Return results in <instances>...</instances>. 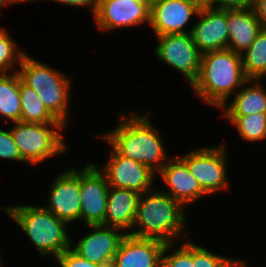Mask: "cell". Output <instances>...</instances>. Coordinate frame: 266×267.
I'll list each match as a JSON object with an SVG mask.
<instances>
[{
    "mask_svg": "<svg viewBox=\"0 0 266 267\" xmlns=\"http://www.w3.org/2000/svg\"><path fill=\"white\" fill-rule=\"evenodd\" d=\"M128 116H120L119 125L103 134L102 139L118 154L138 161L158 174L170 159L159 132L153 128L154 125L147 116L134 112Z\"/></svg>",
    "mask_w": 266,
    "mask_h": 267,
    "instance_id": "1",
    "label": "cell"
},
{
    "mask_svg": "<svg viewBox=\"0 0 266 267\" xmlns=\"http://www.w3.org/2000/svg\"><path fill=\"white\" fill-rule=\"evenodd\" d=\"M251 81L244 74L241 54L224 49L201 54L199 76L191 87L205 103L221 108L236 88Z\"/></svg>",
    "mask_w": 266,
    "mask_h": 267,
    "instance_id": "2",
    "label": "cell"
},
{
    "mask_svg": "<svg viewBox=\"0 0 266 267\" xmlns=\"http://www.w3.org/2000/svg\"><path fill=\"white\" fill-rule=\"evenodd\" d=\"M184 207L163 191L155 189L141 194L133 228L127 234L173 244V239L183 235L185 226Z\"/></svg>",
    "mask_w": 266,
    "mask_h": 267,
    "instance_id": "3",
    "label": "cell"
},
{
    "mask_svg": "<svg viewBox=\"0 0 266 267\" xmlns=\"http://www.w3.org/2000/svg\"><path fill=\"white\" fill-rule=\"evenodd\" d=\"M30 238L43 256L55 258L71 247L67 223L60 220L46 207L33 205L5 206L3 209Z\"/></svg>",
    "mask_w": 266,
    "mask_h": 267,
    "instance_id": "4",
    "label": "cell"
},
{
    "mask_svg": "<svg viewBox=\"0 0 266 267\" xmlns=\"http://www.w3.org/2000/svg\"><path fill=\"white\" fill-rule=\"evenodd\" d=\"M19 66L20 69L17 72L21 80L38 94L46 109L66 125L68 108H70L68 106L71 88L69 78L26 53Z\"/></svg>",
    "mask_w": 266,
    "mask_h": 267,
    "instance_id": "5",
    "label": "cell"
},
{
    "mask_svg": "<svg viewBox=\"0 0 266 267\" xmlns=\"http://www.w3.org/2000/svg\"><path fill=\"white\" fill-rule=\"evenodd\" d=\"M13 125L10 129L11 134L25 163L40 164L47 158L60 153L63 154L66 151L61 136V130L65 127L64 124L19 121Z\"/></svg>",
    "mask_w": 266,
    "mask_h": 267,
    "instance_id": "6",
    "label": "cell"
},
{
    "mask_svg": "<svg viewBox=\"0 0 266 267\" xmlns=\"http://www.w3.org/2000/svg\"><path fill=\"white\" fill-rule=\"evenodd\" d=\"M203 191L210 195L221 189L227 190L226 150L224 145L202 147L180 156Z\"/></svg>",
    "mask_w": 266,
    "mask_h": 267,
    "instance_id": "7",
    "label": "cell"
},
{
    "mask_svg": "<svg viewBox=\"0 0 266 267\" xmlns=\"http://www.w3.org/2000/svg\"><path fill=\"white\" fill-rule=\"evenodd\" d=\"M157 39L159 45L155 49V55L182 73L191 86L199 76L201 63V53L191 34H165L157 36Z\"/></svg>",
    "mask_w": 266,
    "mask_h": 267,
    "instance_id": "8",
    "label": "cell"
},
{
    "mask_svg": "<svg viewBox=\"0 0 266 267\" xmlns=\"http://www.w3.org/2000/svg\"><path fill=\"white\" fill-rule=\"evenodd\" d=\"M109 185L95 163L80 170V219L86 225L103 224L106 216Z\"/></svg>",
    "mask_w": 266,
    "mask_h": 267,
    "instance_id": "9",
    "label": "cell"
},
{
    "mask_svg": "<svg viewBox=\"0 0 266 267\" xmlns=\"http://www.w3.org/2000/svg\"><path fill=\"white\" fill-rule=\"evenodd\" d=\"M151 3L147 0H98L95 22L100 30L150 24Z\"/></svg>",
    "mask_w": 266,
    "mask_h": 267,
    "instance_id": "10",
    "label": "cell"
},
{
    "mask_svg": "<svg viewBox=\"0 0 266 267\" xmlns=\"http://www.w3.org/2000/svg\"><path fill=\"white\" fill-rule=\"evenodd\" d=\"M103 169L109 187L129 189L140 194L154 189L155 173L138 161L118 154L113 148Z\"/></svg>",
    "mask_w": 266,
    "mask_h": 267,
    "instance_id": "11",
    "label": "cell"
},
{
    "mask_svg": "<svg viewBox=\"0 0 266 267\" xmlns=\"http://www.w3.org/2000/svg\"><path fill=\"white\" fill-rule=\"evenodd\" d=\"M87 226L93 228V231L79 239L76 246H71L70 249L92 263L111 267L118 246L126 233H121V229L102 224Z\"/></svg>",
    "mask_w": 266,
    "mask_h": 267,
    "instance_id": "12",
    "label": "cell"
},
{
    "mask_svg": "<svg viewBox=\"0 0 266 267\" xmlns=\"http://www.w3.org/2000/svg\"><path fill=\"white\" fill-rule=\"evenodd\" d=\"M66 170L58 175L53 184L48 198V211L67 224L75 220L80 221V170Z\"/></svg>",
    "mask_w": 266,
    "mask_h": 267,
    "instance_id": "13",
    "label": "cell"
},
{
    "mask_svg": "<svg viewBox=\"0 0 266 267\" xmlns=\"http://www.w3.org/2000/svg\"><path fill=\"white\" fill-rule=\"evenodd\" d=\"M197 16L200 20L188 30L200 53L227 49V9H200Z\"/></svg>",
    "mask_w": 266,
    "mask_h": 267,
    "instance_id": "14",
    "label": "cell"
},
{
    "mask_svg": "<svg viewBox=\"0 0 266 267\" xmlns=\"http://www.w3.org/2000/svg\"><path fill=\"white\" fill-rule=\"evenodd\" d=\"M200 9L188 0H155L151 2L150 25L156 36L190 33L184 27Z\"/></svg>",
    "mask_w": 266,
    "mask_h": 267,
    "instance_id": "15",
    "label": "cell"
},
{
    "mask_svg": "<svg viewBox=\"0 0 266 267\" xmlns=\"http://www.w3.org/2000/svg\"><path fill=\"white\" fill-rule=\"evenodd\" d=\"M166 243L138 238L126 233L122 238L111 267H160Z\"/></svg>",
    "mask_w": 266,
    "mask_h": 267,
    "instance_id": "16",
    "label": "cell"
},
{
    "mask_svg": "<svg viewBox=\"0 0 266 267\" xmlns=\"http://www.w3.org/2000/svg\"><path fill=\"white\" fill-rule=\"evenodd\" d=\"M165 181V192L184 208L201 197L207 196L181 157L169 159L158 173Z\"/></svg>",
    "mask_w": 266,
    "mask_h": 267,
    "instance_id": "17",
    "label": "cell"
},
{
    "mask_svg": "<svg viewBox=\"0 0 266 267\" xmlns=\"http://www.w3.org/2000/svg\"><path fill=\"white\" fill-rule=\"evenodd\" d=\"M227 26L229 33L227 49L238 54H243L262 30L253 7L227 9Z\"/></svg>",
    "mask_w": 266,
    "mask_h": 267,
    "instance_id": "18",
    "label": "cell"
},
{
    "mask_svg": "<svg viewBox=\"0 0 266 267\" xmlns=\"http://www.w3.org/2000/svg\"><path fill=\"white\" fill-rule=\"evenodd\" d=\"M140 196L133 190L109 187L106 216L102 225L121 231L133 229Z\"/></svg>",
    "mask_w": 266,
    "mask_h": 267,
    "instance_id": "19",
    "label": "cell"
},
{
    "mask_svg": "<svg viewBox=\"0 0 266 267\" xmlns=\"http://www.w3.org/2000/svg\"><path fill=\"white\" fill-rule=\"evenodd\" d=\"M259 79L252 80L253 83L245 85L236 93L231 104L221 107L223 116H245L257 113H266V89L259 83ZM247 86V87H246ZM226 108V109H225Z\"/></svg>",
    "mask_w": 266,
    "mask_h": 267,
    "instance_id": "20",
    "label": "cell"
},
{
    "mask_svg": "<svg viewBox=\"0 0 266 267\" xmlns=\"http://www.w3.org/2000/svg\"><path fill=\"white\" fill-rule=\"evenodd\" d=\"M0 116L21 121L20 75L18 72L0 73Z\"/></svg>",
    "mask_w": 266,
    "mask_h": 267,
    "instance_id": "21",
    "label": "cell"
},
{
    "mask_svg": "<svg viewBox=\"0 0 266 267\" xmlns=\"http://www.w3.org/2000/svg\"><path fill=\"white\" fill-rule=\"evenodd\" d=\"M21 121L42 124H63L45 107L38 94L20 77Z\"/></svg>",
    "mask_w": 266,
    "mask_h": 267,
    "instance_id": "22",
    "label": "cell"
},
{
    "mask_svg": "<svg viewBox=\"0 0 266 267\" xmlns=\"http://www.w3.org/2000/svg\"><path fill=\"white\" fill-rule=\"evenodd\" d=\"M242 64L245 76L249 80L266 76V30L262 29L251 46L243 53Z\"/></svg>",
    "mask_w": 266,
    "mask_h": 267,
    "instance_id": "23",
    "label": "cell"
},
{
    "mask_svg": "<svg viewBox=\"0 0 266 267\" xmlns=\"http://www.w3.org/2000/svg\"><path fill=\"white\" fill-rule=\"evenodd\" d=\"M226 120L238 129L240 136L247 141L266 138V113L245 116H225Z\"/></svg>",
    "mask_w": 266,
    "mask_h": 267,
    "instance_id": "24",
    "label": "cell"
},
{
    "mask_svg": "<svg viewBox=\"0 0 266 267\" xmlns=\"http://www.w3.org/2000/svg\"><path fill=\"white\" fill-rule=\"evenodd\" d=\"M13 39L8 35L7 31L3 28L0 29V73H10L17 64L20 63L23 55L26 52L20 51ZM19 50V51H18Z\"/></svg>",
    "mask_w": 266,
    "mask_h": 267,
    "instance_id": "25",
    "label": "cell"
},
{
    "mask_svg": "<svg viewBox=\"0 0 266 267\" xmlns=\"http://www.w3.org/2000/svg\"><path fill=\"white\" fill-rule=\"evenodd\" d=\"M172 246H174V243L166 244L160 258V267H192L193 242L187 238L183 245H181L173 253L165 255Z\"/></svg>",
    "mask_w": 266,
    "mask_h": 267,
    "instance_id": "26",
    "label": "cell"
},
{
    "mask_svg": "<svg viewBox=\"0 0 266 267\" xmlns=\"http://www.w3.org/2000/svg\"><path fill=\"white\" fill-rule=\"evenodd\" d=\"M237 261V259L211 253L206 248L193 243L192 267H232Z\"/></svg>",
    "mask_w": 266,
    "mask_h": 267,
    "instance_id": "27",
    "label": "cell"
},
{
    "mask_svg": "<svg viewBox=\"0 0 266 267\" xmlns=\"http://www.w3.org/2000/svg\"><path fill=\"white\" fill-rule=\"evenodd\" d=\"M0 158L24 162L19 149L14 142L11 130L0 129Z\"/></svg>",
    "mask_w": 266,
    "mask_h": 267,
    "instance_id": "28",
    "label": "cell"
},
{
    "mask_svg": "<svg viewBox=\"0 0 266 267\" xmlns=\"http://www.w3.org/2000/svg\"><path fill=\"white\" fill-rule=\"evenodd\" d=\"M61 267H102L92 263L84 258H81L71 249L64 251L60 256L56 257Z\"/></svg>",
    "mask_w": 266,
    "mask_h": 267,
    "instance_id": "29",
    "label": "cell"
},
{
    "mask_svg": "<svg viewBox=\"0 0 266 267\" xmlns=\"http://www.w3.org/2000/svg\"><path fill=\"white\" fill-rule=\"evenodd\" d=\"M215 4H218L215 7ZM254 0H211V8L215 9H247L253 7Z\"/></svg>",
    "mask_w": 266,
    "mask_h": 267,
    "instance_id": "30",
    "label": "cell"
},
{
    "mask_svg": "<svg viewBox=\"0 0 266 267\" xmlns=\"http://www.w3.org/2000/svg\"><path fill=\"white\" fill-rule=\"evenodd\" d=\"M57 3L66 4L68 6H74V7H88L93 13V16L96 13L97 6H98V0H53Z\"/></svg>",
    "mask_w": 266,
    "mask_h": 267,
    "instance_id": "31",
    "label": "cell"
},
{
    "mask_svg": "<svg viewBox=\"0 0 266 267\" xmlns=\"http://www.w3.org/2000/svg\"><path fill=\"white\" fill-rule=\"evenodd\" d=\"M253 9L256 12L262 29L266 30V0H254Z\"/></svg>",
    "mask_w": 266,
    "mask_h": 267,
    "instance_id": "32",
    "label": "cell"
},
{
    "mask_svg": "<svg viewBox=\"0 0 266 267\" xmlns=\"http://www.w3.org/2000/svg\"><path fill=\"white\" fill-rule=\"evenodd\" d=\"M199 9L211 8V0H188Z\"/></svg>",
    "mask_w": 266,
    "mask_h": 267,
    "instance_id": "33",
    "label": "cell"
},
{
    "mask_svg": "<svg viewBox=\"0 0 266 267\" xmlns=\"http://www.w3.org/2000/svg\"><path fill=\"white\" fill-rule=\"evenodd\" d=\"M232 267H247V264L243 260H238Z\"/></svg>",
    "mask_w": 266,
    "mask_h": 267,
    "instance_id": "34",
    "label": "cell"
},
{
    "mask_svg": "<svg viewBox=\"0 0 266 267\" xmlns=\"http://www.w3.org/2000/svg\"><path fill=\"white\" fill-rule=\"evenodd\" d=\"M10 5V0H0V10L4 7V6H8Z\"/></svg>",
    "mask_w": 266,
    "mask_h": 267,
    "instance_id": "35",
    "label": "cell"
},
{
    "mask_svg": "<svg viewBox=\"0 0 266 267\" xmlns=\"http://www.w3.org/2000/svg\"><path fill=\"white\" fill-rule=\"evenodd\" d=\"M31 2V1H33V0H10V4H15V3H22V2Z\"/></svg>",
    "mask_w": 266,
    "mask_h": 267,
    "instance_id": "36",
    "label": "cell"
}]
</instances>
